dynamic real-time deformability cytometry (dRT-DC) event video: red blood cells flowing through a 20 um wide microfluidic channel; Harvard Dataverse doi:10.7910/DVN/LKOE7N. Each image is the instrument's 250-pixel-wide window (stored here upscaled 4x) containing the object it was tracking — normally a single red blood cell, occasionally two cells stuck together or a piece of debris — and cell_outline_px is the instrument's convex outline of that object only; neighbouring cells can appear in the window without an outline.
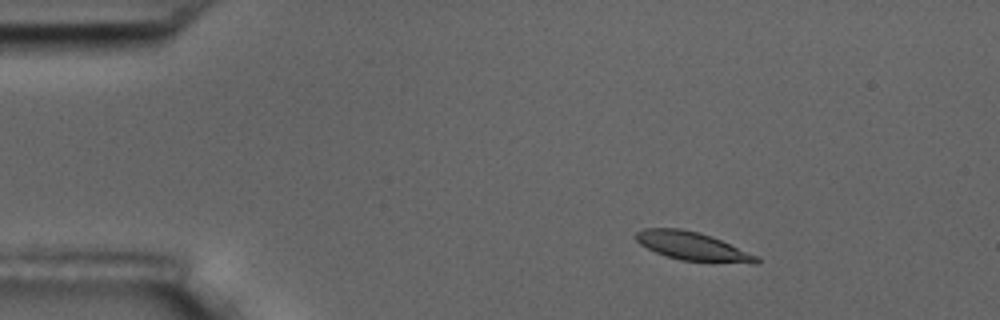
{"species": "common noctule bat (a hibernating species)", "species_latin": "Nyctalus noctula", "temperature_condition": "room temperature", "stored_images_in_passage": 4, "camera_frame_rate_fps": 3000, "um_per_image_px": 0.085, "animal": {"sex": "male", "body_mass_g": 17.5, "forearm_length_mm": 52.3}, "frame": {"image": 1, "passage_image": 2, "time_ms": 1.0, "image_size_px": [1000, 320], "cell_outline_px": [[760, 260], [756, 264], [752, 264], [680, 260], [656, 252], [640, 244], [636, 240], [636, 232], [644, 228], [680, 228], [700, 232], [712, 236], [760, 256]], "centroid_in_image_um": [58.93, 20.93], "position_along_channel_um": 26.1, "area_um2": 20.11}}